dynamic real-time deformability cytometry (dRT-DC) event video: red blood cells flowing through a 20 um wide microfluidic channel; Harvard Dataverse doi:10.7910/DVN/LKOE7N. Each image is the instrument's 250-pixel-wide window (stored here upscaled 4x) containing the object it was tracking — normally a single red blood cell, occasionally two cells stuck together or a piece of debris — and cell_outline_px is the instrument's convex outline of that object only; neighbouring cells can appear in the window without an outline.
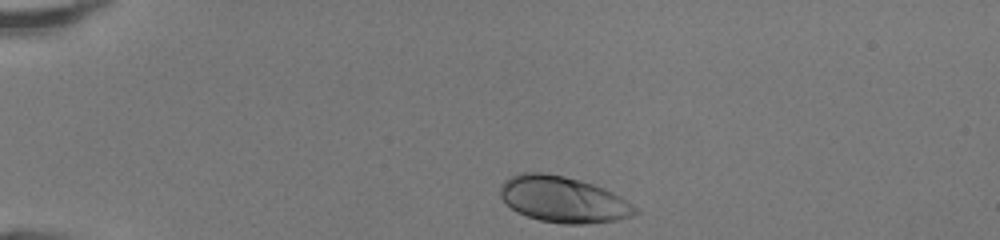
{"species": "human", "species_latin": "Homo sapiens", "temperature_condition": "room temperature", "stored_images_in_passage": 33, "camera_frame_rate_fps": 3000, "um_per_image_px": 0.085, "donor": {"sex": "female"}, "frame": {"image": 1, "passage_image": 1, "time_ms": 0.0, "image_size_px": [1000, 240], "cell_outline_px": [[640, 212], [632, 216], [616, 220], [584, 224], [564, 224], [540, 220], [516, 212], [500, 196], [500, 184], [508, 176], [520, 172], [540, 172], [564, 176], [580, 180], [604, 188], [620, 196], [640, 208]], "centroid_in_image_um": [47.88, 16.95], "position_along_channel_um": 37.1, "area_um2": 36.41}}
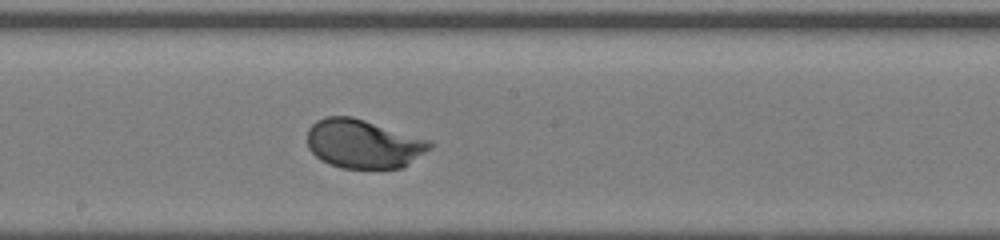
{"frame": {"image": 2, "passage_image": 18, "time_ms": 5.667, "image_size_px": [1000, 240], "cell_outline_px": [[432, 148], [404, 168], [340, 168], [328, 164], [320, 160], [308, 148], [308, 128], [316, 120], [324, 116], [352, 116], [432, 140]], "centroid_in_image_um": [30.9, 12.22], "position_along_channel_um": 217.3, "area_um2": 35.32}}
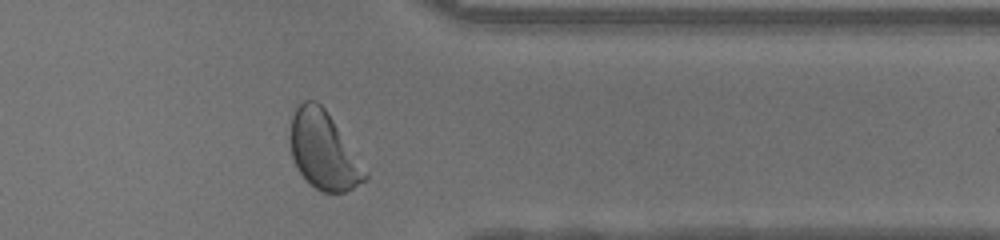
{"frame": {"image": 3, "passage_image": 30, "time_ms": 9.667, "image_size_px": [1000, 240], "cell_outline_px": [[368, 176], [364, 180], [352, 188], [344, 192], [320, 192], [296, 168], [292, 156], [288, 136], [292, 116], [296, 108], [304, 100], [316, 100], [324, 108], [368, 172]], "centroid_in_image_um": [27.46, 12.79], "position_along_channel_um": 383.9, "area_um2": 33.41}, "authors_computed_cell_mechanics": {"area_um2": 34.7956, "velocity_mm_per_s": 4.2459, "shape_relaxation_time_tau1_ms": 1.9772, "shape_relaxation_time_tau2_ms": null, "deformation_change_tau1": 0.143, "deformation_change_tau2": null}}